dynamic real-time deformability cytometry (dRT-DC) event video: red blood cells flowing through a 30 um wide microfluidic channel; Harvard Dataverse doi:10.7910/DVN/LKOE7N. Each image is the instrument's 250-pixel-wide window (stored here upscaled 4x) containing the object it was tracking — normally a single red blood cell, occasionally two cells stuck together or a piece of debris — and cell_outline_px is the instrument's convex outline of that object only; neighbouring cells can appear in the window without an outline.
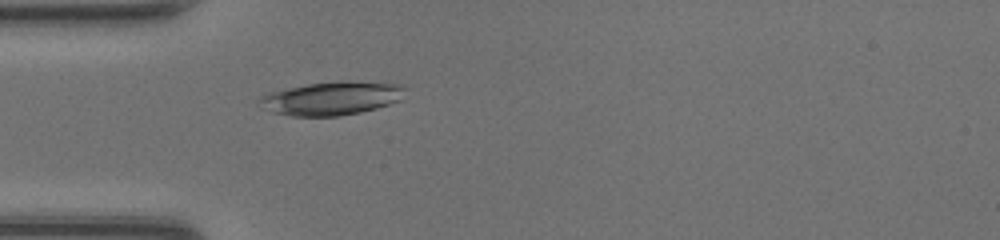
{"species": "common noctule bat (a hibernating species)", "species_latin": "Nyctalus noctula", "temperature_condition": "room temperature", "stored_images_in_passage": 34, "camera_frame_rate_fps": 3000, "um_per_image_px": 0.085, "animal": {"sex": "female", "body_mass_g": 20.0, "forearm_length_mm": 54.0}, "frame": {"image": 1, "passage_image": 1, "time_ms": 0.0, "image_size_px": [1000, 240], "cell_outline_px": [[404, 88], [400, 100], [376, 108], [360, 112], [340, 116], [292, 116], [272, 112], [260, 100], [260, 96], [268, 92], [308, 84], [344, 80], [348, 80], [396, 84]], "centroid_in_image_um": [28.2, 8.35], "position_along_channel_um": 56.8, "area_um2": 27.92}}
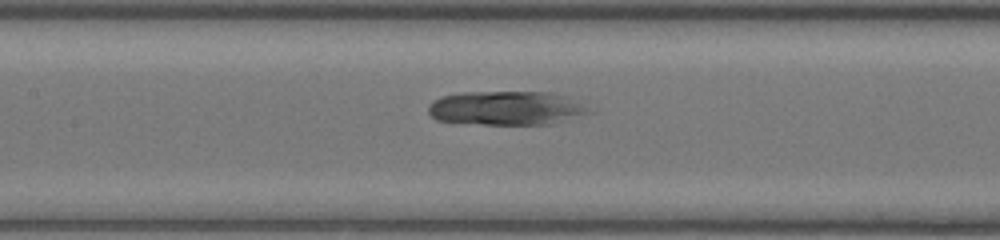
{"frame": {"image": 2, "passage_image": 9, "time_ms": 2.667, "image_size_px": [1000, 240], "cell_outline_px": [[596, 112], [548, 124], [484, 124], [436, 120], [428, 112], [428, 104], [432, 100], [440, 96], [464, 92], [556, 92]], "centroid_in_image_um": [43.0, 9.18], "position_along_channel_um": 164.4, "area_um2": 31.73}}
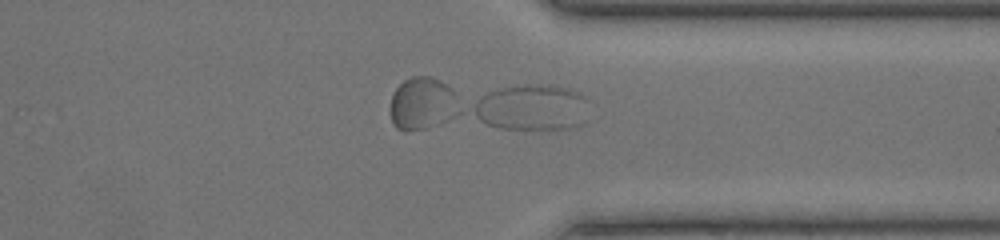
{"frame": {"image": 3, "passage_image": 24, "time_ms": 7.667, "image_size_px": [1000, 240], "cell_outline_px": [[588, 120], [584, 124], [572, 128], [500, 128], [488, 124], [472, 116], [468, 112], [480, 96], [496, 88], [516, 84], [552, 84], [568, 88], [580, 92], [588, 96]], "centroid_in_image_um": [45.23, 9.1], "position_along_channel_um": 366.2, "area_um2": 32.02}}